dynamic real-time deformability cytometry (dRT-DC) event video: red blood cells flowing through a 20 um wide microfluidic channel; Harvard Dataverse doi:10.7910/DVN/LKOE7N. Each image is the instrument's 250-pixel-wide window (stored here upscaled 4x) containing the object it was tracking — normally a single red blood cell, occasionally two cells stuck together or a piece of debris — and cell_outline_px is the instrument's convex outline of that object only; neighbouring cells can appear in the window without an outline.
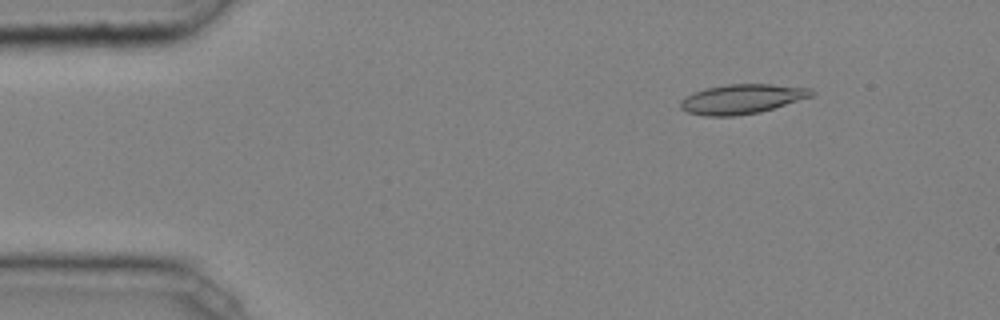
{"species": "common noctule bat (a hibernating species)", "species_latin": "Nyctalus noctula", "temperature_condition": "cold", "stored_images_in_passage": 38, "camera_frame_rate_fps": 3000, "um_per_image_px": 0.085, "animal": {"sex": "male", "body_mass_g": 20.4}, "frame": {"image": 1, "passage_image": 1, "time_ms": 0.0, "image_size_px": [1000, 320], "cell_outline_px": [[816, 92], [812, 96], [760, 112], [736, 116], [704, 116], [688, 112], [680, 108], [680, 100], [684, 96], [692, 92], [704, 88], [728, 84], [772, 84], [812, 88]], "centroid_in_image_um": [63.03, 8.41], "position_along_channel_um": 22.0, "area_um2": 22.77}}
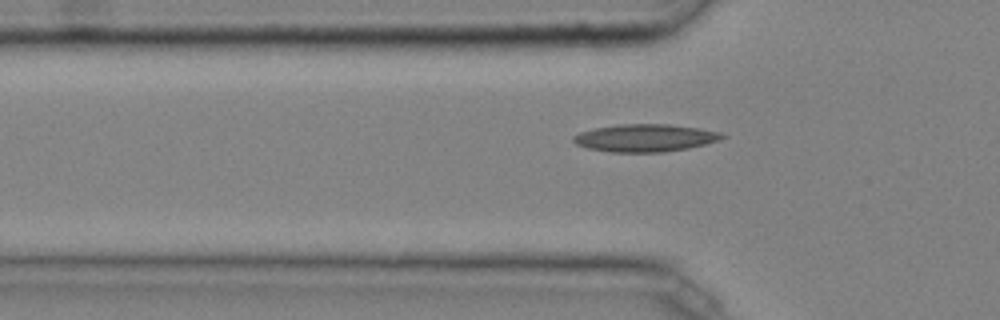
{"frame": {"image": 2, "passage_image": 10, "time_ms": 3.0, "image_size_px": [1000, 320], "cell_outline_px": [[728, 136], [704, 144], [688, 148], [664, 152], [612, 152], [588, 148], [576, 144], [572, 140], [572, 136], [580, 132], [596, 128], [620, 124], [668, 124], [700, 128], [720, 132]], "centroid_in_image_um": [54.83, 11.72], "position_along_channel_um": 71.0, "area_um2": 23.76}}
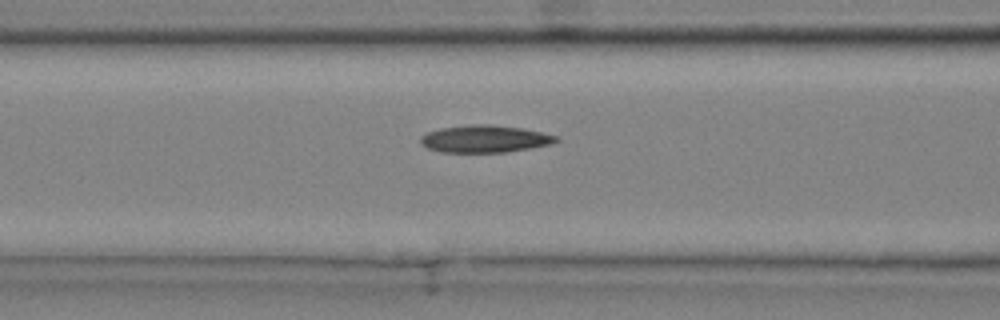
{"frame": {"image": 3, "passage_image": 14, "time_ms": 4.333, "image_size_px": [1000, 320], "cell_outline_px": [[560, 140], [552, 144], [532, 148], [504, 152], [440, 152], [428, 148], [420, 144], [420, 136], [428, 132], [440, 128], [480, 124], [488, 124], [520, 128], [540, 132], [556, 136]], "centroid_in_image_um": [41.19, 11.81], "position_along_channel_um": 125.4, "area_um2": 21.39}, "authors_computed_cell_mechanics": {"area_um2": 21.3282, "velocity_mm_per_s": 4.0632, "shape_relaxation_time_tau1_ms": null, "shape_relaxation_time_tau2_ms": 6.3923, "deformation_change_tau1": null, "deformation_change_tau2": 0.1705}}